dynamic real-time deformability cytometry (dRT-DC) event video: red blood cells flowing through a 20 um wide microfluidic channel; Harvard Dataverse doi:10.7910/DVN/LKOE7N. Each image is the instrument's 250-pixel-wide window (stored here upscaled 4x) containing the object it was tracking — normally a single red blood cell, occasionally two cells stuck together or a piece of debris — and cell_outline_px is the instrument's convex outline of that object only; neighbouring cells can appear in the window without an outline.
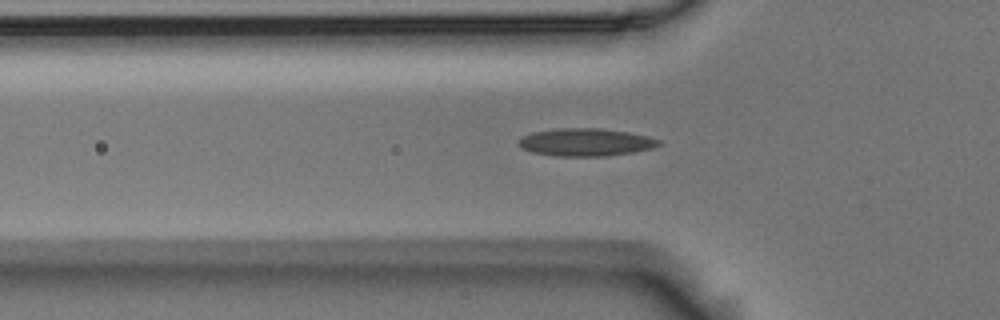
{"species": "Egyptian fruit bat (a non-hibernating species)", "species_latin": "Rousettus aegyptiacus", "temperature_condition": "room temperature", "stored_images_in_passage": 41, "camera_frame_rate_fps": 3000, "um_per_image_px": 0.085, "animal": {"sex": "male"}, "frame": {"image": 1, "passage_image": 9, "time_ms": 2.667, "image_size_px": [1000, 320], "cell_outline_px": [[660, 144], [652, 148], [632, 152], [604, 156], [556, 156], [532, 152], [520, 148], [516, 144], [516, 140], [532, 132], [556, 128], [600, 128], [628, 132], [648, 136], [660, 140]], "centroid_in_image_um": [49.72, 12.08], "position_along_channel_um": 76.1, "area_um2": 22.72}}
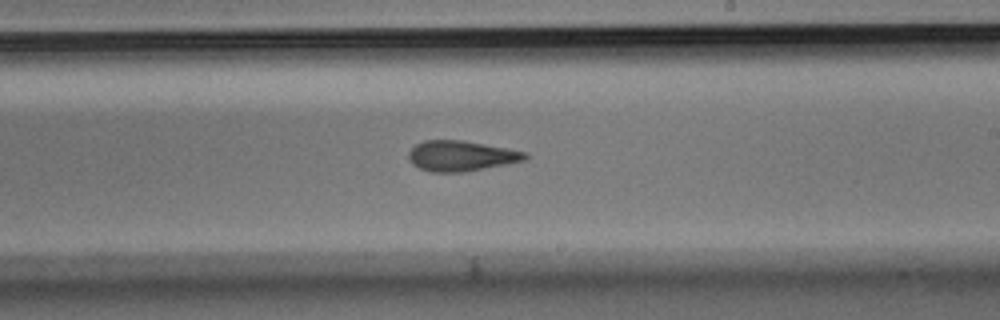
{"frame": {"image": 2, "passage_image": 23, "time_ms": 7.333, "image_size_px": [1000, 320], "cell_outline_px": [[528, 156], [524, 160], [464, 172], [432, 172], [420, 168], [412, 164], [408, 160], [408, 152], [416, 144], [424, 140], [460, 140], [508, 148], [528, 152]], "centroid_in_image_um": [39.16, 13.24], "position_along_channel_um": 249.8, "area_um2": 20.52}}
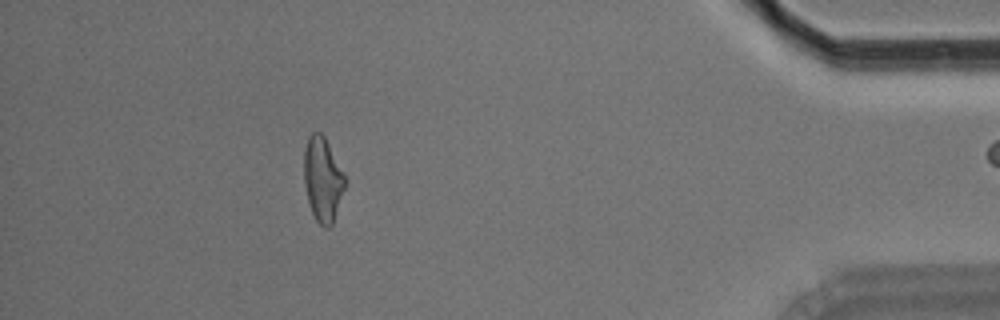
{"frame": {"image": 3, "passage_image": 40, "time_ms": 13.0, "image_size_px": [1000, 320], "cell_outline_px": [[344, 188], [332, 224], [328, 228], [324, 228], [316, 220], [312, 212], [308, 200], [304, 184], [304, 148], [308, 136], [312, 132], [320, 132], [324, 136], [344, 176]], "centroid_in_image_um": [27.39, 15.24], "position_along_channel_um": 407.8, "area_um2": 19.65}}